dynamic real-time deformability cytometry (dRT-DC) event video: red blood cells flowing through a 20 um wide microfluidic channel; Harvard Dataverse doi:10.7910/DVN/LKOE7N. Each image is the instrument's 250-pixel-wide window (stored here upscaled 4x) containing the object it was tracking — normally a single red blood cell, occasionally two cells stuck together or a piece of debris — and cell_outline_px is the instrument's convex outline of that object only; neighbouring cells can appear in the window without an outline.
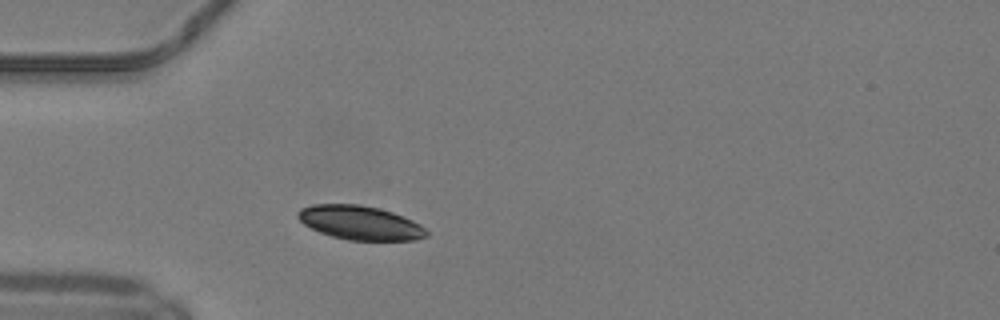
{"species": "common noctule bat (a hibernating species)", "species_latin": "Nyctalus noctula", "temperature_condition": "warm", "stored_images_in_passage": 34, "camera_frame_rate_fps": 3000, "um_per_image_px": 0.085, "animal": {"sex": "male", "body_mass_g": 19.2, "forearm_length_mm": 51.8}, "frame": {"image": 1, "passage_image": 1, "time_ms": 0.0, "image_size_px": [1000, 320], "cell_outline_px": [[428, 236], [416, 240], [348, 240], [332, 236], [320, 232], [304, 224], [296, 216], [296, 212], [300, 208], [312, 204], [360, 204], [380, 208], [392, 212], [412, 220], [420, 224], [428, 232]], "centroid_in_image_um": [30.6, 18.92], "position_along_channel_um": 54.4, "area_um2": 25.55}}
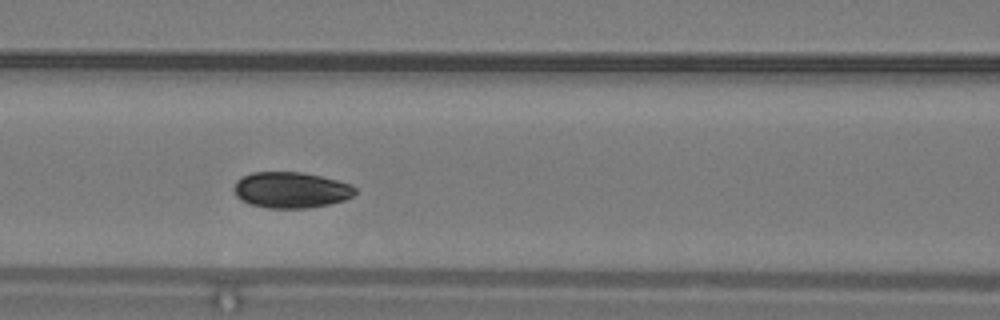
{"frame": {"image": 2, "passage_image": 8, "time_ms": 2.333, "image_size_px": [1000, 320], "cell_outline_px": [[356, 192], [352, 196], [344, 200], [328, 204], [308, 208], [268, 208], [252, 204], [240, 200], [236, 196], [232, 188], [236, 180], [252, 172], [300, 172], [320, 176], [352, 184], [356, 188]], "centroid_in_image_um": [24.71, 16.15], "position_along_channel_um": 141.9, "area_um2": 25.43}}
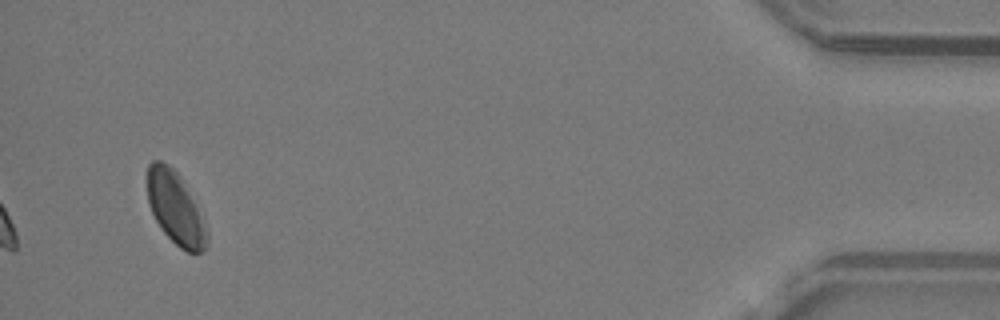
{"frame": {"image": 3, "passage_image": 34, "time_ms": 11.0, "image_size_px": [1000, 320], "cell_outline_px": [[208, 244], [204, 252], [188, 252], [180, 248], [160, 228], [148, 204], [144, 176], [148, 164], [152, 160], [160, 160], [168, 164], [180, 176], [204, 220], [208, 228]], "centroid_in_image_um": [14.87, 17.66], "position_along_channel_um": 420.3, "area_um2": 25.61}, "authors_computed_cell_mechanics": {"area_um2": 25.5187, "velocity_mm_per_s": 4.1067, "shape_relaxation_time_tau1_ms": 3.5298, "shape_relaxation_time_tau2_ms": null, "deformation_change_tau1": 0.088, "deformation_change_tau2": null}}